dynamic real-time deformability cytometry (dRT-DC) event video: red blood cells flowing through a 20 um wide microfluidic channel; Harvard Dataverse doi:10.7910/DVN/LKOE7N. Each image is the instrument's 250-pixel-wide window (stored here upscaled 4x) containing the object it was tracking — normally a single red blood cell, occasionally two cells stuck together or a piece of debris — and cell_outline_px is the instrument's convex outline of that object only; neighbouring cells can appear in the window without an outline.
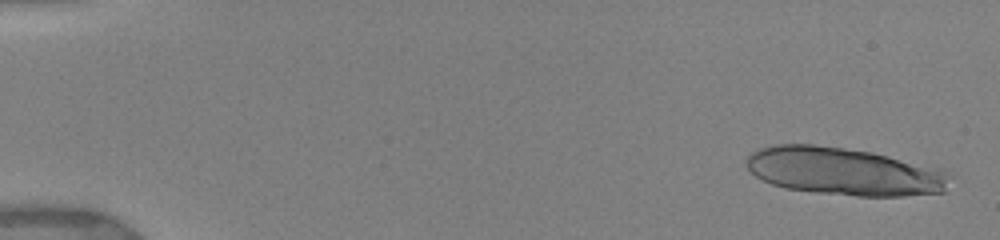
{"species": "human", "species_latin": "Homo sapiens", "temperature_condition": "warm", "stored_images_in_passage": 9, "camera_frame_rate_fps": 3000, "um_per_image_px": 0.085, "donor": {"sex": "female"}, "frame": {"image": 1, "passage_image": 1, "time_ms": 0.0, "image_size_px": [1000, 240], "cell_outline_px": [[952, 176], [944, 192], [904, 196], [856, 196], [816, 192], [784, 188], [772, 184], [756, 176], [744, 164], [748, 152], [760, 148], [776, 144], [812, 144], [844, 148], [872, 152], [940, 168], [948, 172]], "centroid_in_image_um": [71.74, 14.56], "position_along_channel_um": 13.3, "area_um2": 56.88}}